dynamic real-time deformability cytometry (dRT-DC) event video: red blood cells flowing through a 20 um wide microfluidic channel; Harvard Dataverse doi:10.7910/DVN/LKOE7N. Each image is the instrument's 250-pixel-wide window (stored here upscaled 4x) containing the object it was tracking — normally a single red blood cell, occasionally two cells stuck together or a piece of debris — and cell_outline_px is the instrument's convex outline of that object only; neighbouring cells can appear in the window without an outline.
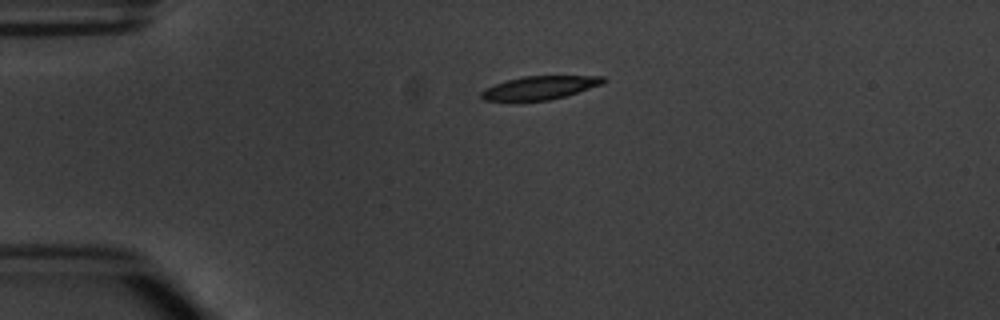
{"species": "common noctule bat (a hibernating species)", "species_latin": "Nyctalus noctula", "temperature_condition": "warm", "stored_images_in_passage": 4, "camera_frame_rate_fps": 3000, "um_per_image_px": 0.085, "animal": {"sex": "male", "body_mass_g": 20.1, "forearm_length_mm": 53.5}, "frame": {"image": 1, "passage_image": 4, "time_ms": 4.667, "image_size_px": [1000, 320], "cell_outline_px": [[608, 80], [604, 84], [564, 96], [548, 100], [516, 104], [484, 100], [480, 96], [480, 92], [484, 88], [508, 80], [524, 76], [604, 76]], "centroid_in_image_um": [45.81, 7.5], "position_along_channel_um": 39.2, "area_um2": 17.34}}